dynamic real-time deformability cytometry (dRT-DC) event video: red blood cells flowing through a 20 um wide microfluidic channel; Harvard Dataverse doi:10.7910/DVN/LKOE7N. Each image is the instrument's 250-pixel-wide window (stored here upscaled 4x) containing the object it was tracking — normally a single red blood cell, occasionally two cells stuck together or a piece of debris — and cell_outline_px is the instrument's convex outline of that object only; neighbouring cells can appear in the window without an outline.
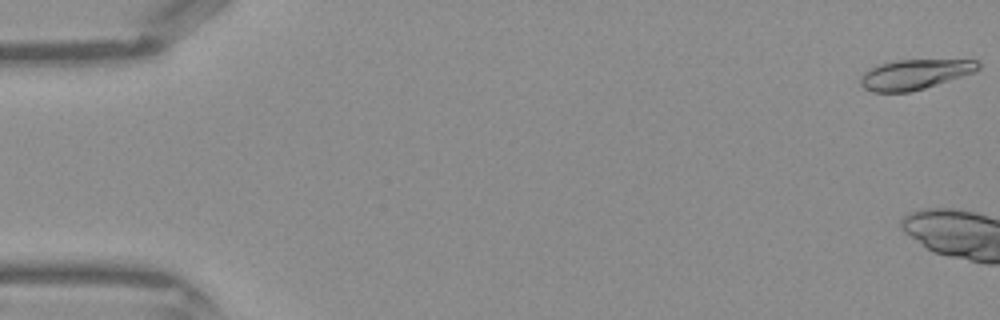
{"species": "Egyptian fruit bat (a non-hibernating species)", "species_latin": "Rousettus aegyptiacus", "temperature_condition": "warm", "stored_images_in_passage": 4, "camera_frame_rate_fps": 3000, "um_per_image_px": 0.085, "frame": {"image": 1, "passage_image": 1, "time_ms": 0.0, "image_size_px": [1000, 320], "cell_outline_px": [[980, 68], [976, 72], [912, 92], [872, 92], [860, 84], [860, 76], [868, 68], [880, 64], [896, 60], [976, 60], [980, 64]], "centroid_in_image_um": [77.75, 6.32], "position_along_channel_um": 7.3, "area_um2": 20.63}}